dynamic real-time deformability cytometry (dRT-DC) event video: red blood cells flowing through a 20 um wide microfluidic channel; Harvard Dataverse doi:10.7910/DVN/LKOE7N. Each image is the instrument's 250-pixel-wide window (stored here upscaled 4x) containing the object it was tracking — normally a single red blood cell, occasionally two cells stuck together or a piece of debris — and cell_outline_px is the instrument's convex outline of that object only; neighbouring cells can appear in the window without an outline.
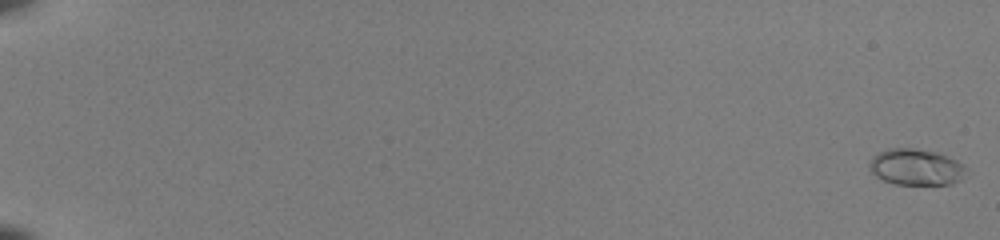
{"species": "common noctule bat (a hibernating species)", "species_latin": "Nyctalus noctula", "temperature_condition": "room temperature", "stored_images_in_passage": 53, "camera_frame_rate_fps": 3000, "um_per_image_px": 0.085, "animal": {"sex": "female", "body_mass_g": 22.0, "forearm_length_mm": 56.7}, "frame": {"image": 1, "passage_image": 1, "time_ms": 0.0, "image_size_px": [1000, 240], "cell_outline_px": [[968, 168], [960, 180], [952, 184], [896, 184], [884, 180], [876, 176], [868, 168], [868, 164], [872, 156], [876, 152], [888, 148], [912, 148], [936, 152], [956, 160], [964, 164]], "centroid_in_image_um": [77.84, 14.19], "position_along_channel_um": 7.2, "area_um2": 20.58}}
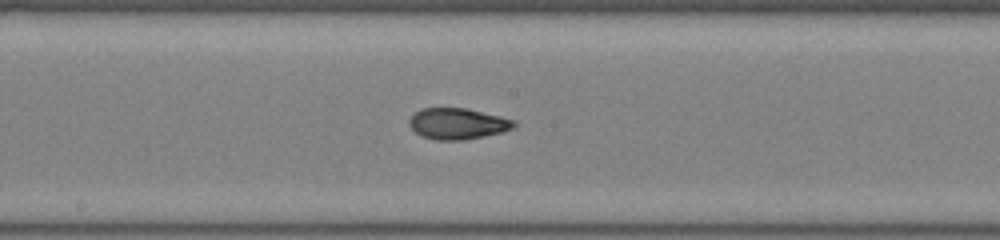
{"frame": {"image": 2, "passage_image": 32, "time_ms": 10.333, "image_size_px": [1000, 240], "cell_outline_px": [[516, 124], [512, 128], [500, 132], [484, 136], [464, 140], [436, 140], [420, 136], [408, 124], [408, 120], [420, 108], [468, 108], [516, 120]], "centroid_in_image_um": [38.88, 10.51], "position_along_channel_um": 209.3, "area_um2": 19.02}}
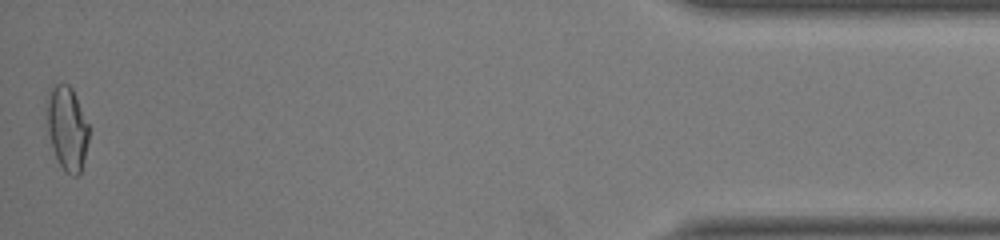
{"frame": {"image": 3, "passage_image": 53, "time_ms": 17.333, "image_size_px": [1000, 240], "cell_outline_px": [[88, 140], [84, 160], [80, 172], [76, 176], [72, 176], [64, 172], [52, 148], [48, 132], [48, 92], [56, 84], [68, 84], [72, 88], [88, 124]], "centroid_in_image_um": [5.71, 10.93], "position_along_channel_um": 429.5, "area_um2": 20.11}, "authors_computed_cell_mechanics": {"area_um2": 19.1896, "velocity_mm_per_s": 4.0937, "shape_relaxation_time_tau1_ms": 7.0281, "shape_relaxation_time_tau2_ms": 1.2828, "deformation_change_tau1": 0.2299, "deformation_change_tau2": 0.0636}}